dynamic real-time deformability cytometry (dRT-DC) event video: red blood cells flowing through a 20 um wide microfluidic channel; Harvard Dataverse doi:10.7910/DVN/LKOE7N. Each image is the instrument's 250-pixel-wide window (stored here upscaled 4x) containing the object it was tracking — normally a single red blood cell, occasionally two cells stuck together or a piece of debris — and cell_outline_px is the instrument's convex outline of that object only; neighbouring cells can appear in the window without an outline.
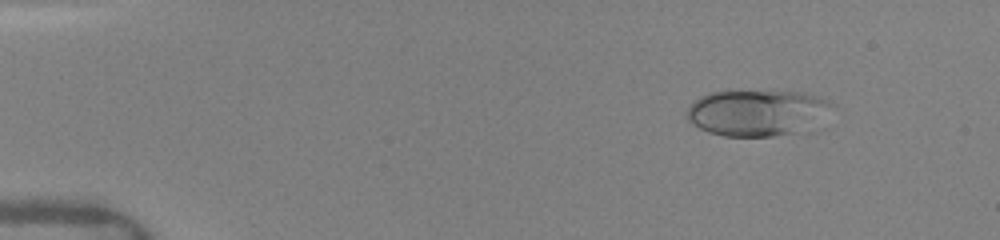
{"species": "human", "species_latin": "Homo sapiens", "temperature_condition": "warm", "stored_images_in_passage": 28, "camera_frame_rate_fps": 3000, "um_per_image_px": 0.085, "donor": {"sex": "female"}, "frame": {"image": 1, "passage_image": 7, "time_ms": 1.667, "image_size_px": [1000, 240], "cell_outline_px": [[836, 104], [792, 132], [772, 136], [724, 136], [708, 132], [700, 128], [688, 120], [684, 116], [684, 112], [688, 104], [700, 96], [708, 92], [728, 88], [800, 92], [816, 96], [828, 100]], "centroid_in_image_um": [64.1, 9.49], "position_along_channel_um": 20.9, "area_um2": 38.9}}
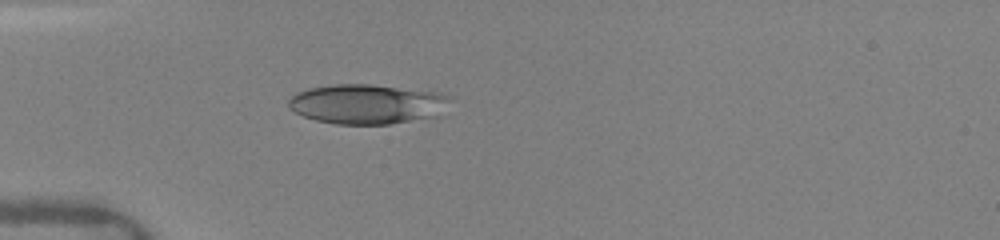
{"frame": {"image": 2, "passage_image": 20, "time_ms": 4.667, "image_size_px": [1000, 240], "cell_outline_px": [[452, 100], [436, 116], [388, 124], [336, 124], [316, 120], [304, 116], [288, 108], [288, 100], [296, 92], [308, 88], [332, 84], [372, 84], [440, 92], [452, 96]], "centroid_in_image_um": [31.2, 8.83], "position_along_channel_um": 53.8, "area_um2": 37.57}}
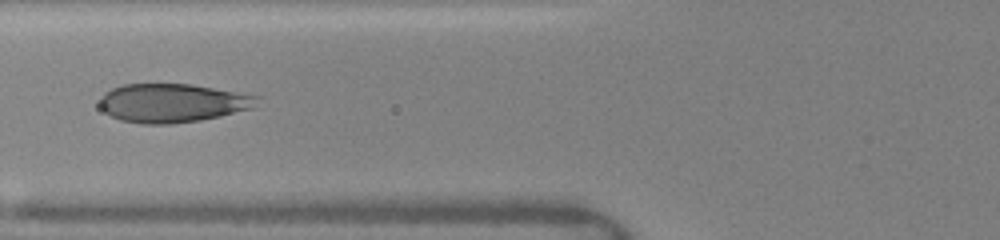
{"frame": {"image": 3, "passage_image": 25, "time_ms": 6.333, "image_size_px": [1000, 240], "cell_outline_px": [[260, 96], [252, 108], [220, 116], [200, 120], [172, 124], [140, 124], [120, 120], [104, 112], [100, 108], [100, 96], [104, 92], [112, 88], [124, 84], [188, 84]], "centroid_in_image_um": [14.59, 8.76], "position_along_channel_um": 111.2, "area_um2": 35.37}}